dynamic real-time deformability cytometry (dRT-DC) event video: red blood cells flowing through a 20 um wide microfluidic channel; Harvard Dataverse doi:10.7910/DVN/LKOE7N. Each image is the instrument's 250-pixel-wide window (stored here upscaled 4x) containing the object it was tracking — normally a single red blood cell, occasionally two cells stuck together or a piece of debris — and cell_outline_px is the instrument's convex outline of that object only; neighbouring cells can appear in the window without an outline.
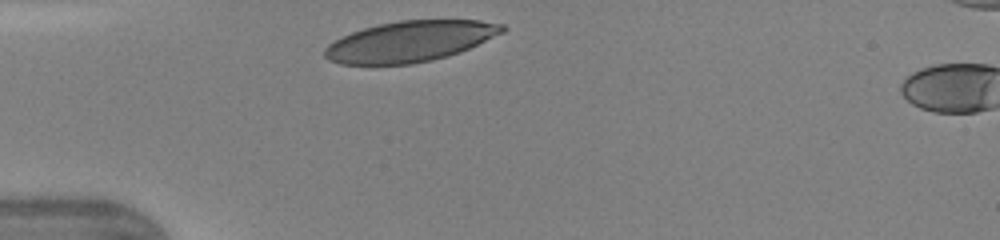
{"species": "human", "species_latin": "Homo sapiens", "temperature_condition": "warm", "stored_images_in_passage": 3, "camera_frame_rate_fps": 3000, "um_per_image_px": 0.085, "donor": {"sex": "female"}, "frame": {"image": 1, "passage_image": 1, "time_ms": 0.0, "image_size_px": [1000, 240], "cell_outline_px": [[508, 28], [504, 32], [460, 52], [448, 56], [432, 60], [412, 64], [340, 64], [328, 60], [324, 56], [324, 48], [328, 44], [352, 32], [364, 28], [380, 24], [400, 20], [480, 20], [504, 24]], "centroid_in_image_um": [34.87, 3.52], "position_along_channel_um": 50.1, "area_um2": 42.08}}